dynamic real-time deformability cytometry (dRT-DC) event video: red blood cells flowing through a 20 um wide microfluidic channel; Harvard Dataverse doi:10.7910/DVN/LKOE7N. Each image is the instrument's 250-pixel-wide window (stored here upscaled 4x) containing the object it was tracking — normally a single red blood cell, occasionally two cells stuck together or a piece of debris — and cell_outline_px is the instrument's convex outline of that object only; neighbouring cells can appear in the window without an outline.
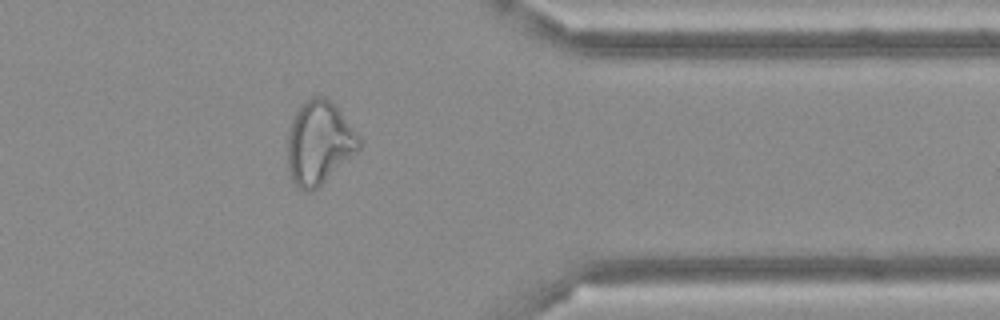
{"species": "Egyptian fruit bat (a non-hibernating species)", "species_latin": "Rousettus aegyptiacus", "temperature_condition": "cold", "stored_images_in_passage": 45, "camera_frame_rate_fps": 3000, "um_per_image_px": 0.085, "frame": {"image": 1, "passage_image": 36, "time_ms": 11.667, "image_size_px": [1000, 320], "cell_outline_px": [[360, 148], [356, 152], [312, 192], [308, 192], [300, 188], [292, 180], [288, 172], [284, 152], [288, 128], [292, 116], [300, 104], [312, 96], [324, 96], [332, 100], [336, 104], [360, 136]], "centroid_in_image_um": [27.06, 12.09], "position_along_channel_um": 384.3, "area_um2": 35.6}}
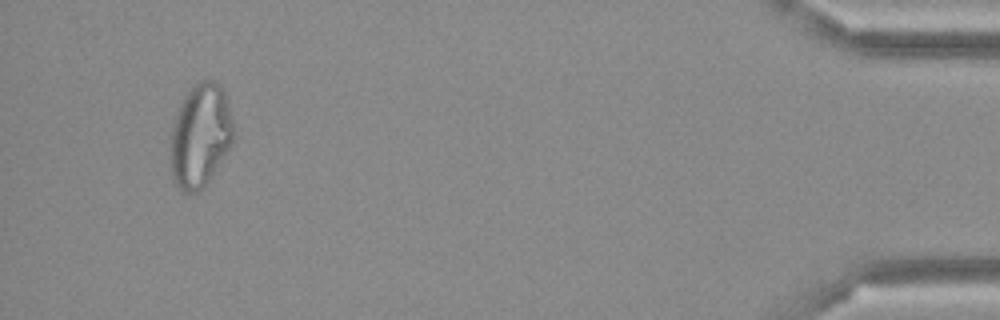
{"frame": {"image": 2, "passage_image": 43, "time_ms": 14.0, "image_size_px": [1000, 320], "cell_outline_px": [[236, 136], [232, 144], [208, 180], [196, 192], [180, 192], [172, 180], [168, 164], [172, 128], [176, 112], [184, 96], [200, 80], [212, 80], [220, 84], [224, 92], [236, 128]], "centroid_in_image_um": [17.01, 11.54], "position_along_channel_um": 418.2, "area_um2": 38.55}}